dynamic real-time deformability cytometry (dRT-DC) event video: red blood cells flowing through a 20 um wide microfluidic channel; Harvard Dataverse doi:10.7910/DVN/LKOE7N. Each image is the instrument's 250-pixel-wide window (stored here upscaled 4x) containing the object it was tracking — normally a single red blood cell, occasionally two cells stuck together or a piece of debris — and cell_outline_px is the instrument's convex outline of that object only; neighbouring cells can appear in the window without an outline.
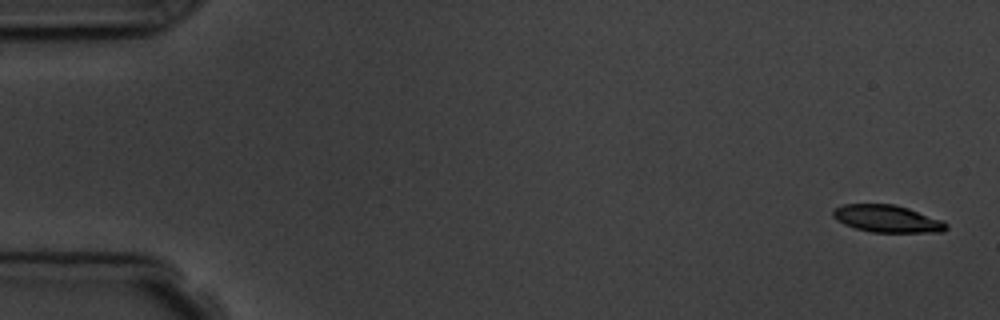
{"species": "common noctule bat (a hibernating species)", "species_latin": "Nyctalus noctula", "temperature_condition": "room temperature", "stored_images_in_passage": 5, "camera_frame_rate_fps": 3000, "um_per_image_px": 0.085, "animal": {"sex": "male", "body_mass_g": 19.5, "forearm_length_mm": 54.6}, "frame": {"image": 1, "passage_image": 1, "time_ms": 0.0, "image_size_px": [1000, 320], "cell_outline_px": [[948, 228], [944, 232], [872, 232], [856, 228], [844, 224], [836, 220], [832, 216], [832, 212], [836, 208], [844, 204], [892, 204], [908, 208], [944, 220], [948, 224]], "centroid_in_image_um": [75.45, 18.59], "position_along_channel_um": 9.6, "area_um2": 18.03}}
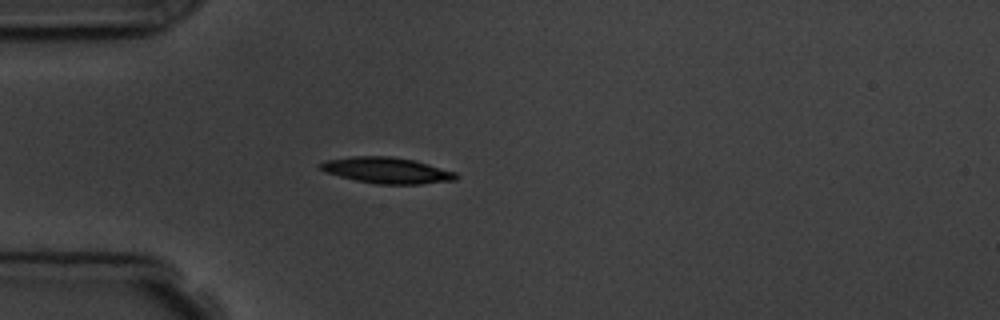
{"frame": {"image": 2, "passage_image": 5, "time_ms": 4.667, "image_size_px": [1000, 320], "cell_outline_px": [[456, 180], [420, 184], [376, 184], [356, 180], [324, 172], [316, 164], [324, 160], [352, 156], [392, 156], [412, 160], [428, 164], [456, 172]], "centroid_in_image_um": [32.82, 14.47], "position_along_channel_um": 52.2, "area_um2": 20.58}}